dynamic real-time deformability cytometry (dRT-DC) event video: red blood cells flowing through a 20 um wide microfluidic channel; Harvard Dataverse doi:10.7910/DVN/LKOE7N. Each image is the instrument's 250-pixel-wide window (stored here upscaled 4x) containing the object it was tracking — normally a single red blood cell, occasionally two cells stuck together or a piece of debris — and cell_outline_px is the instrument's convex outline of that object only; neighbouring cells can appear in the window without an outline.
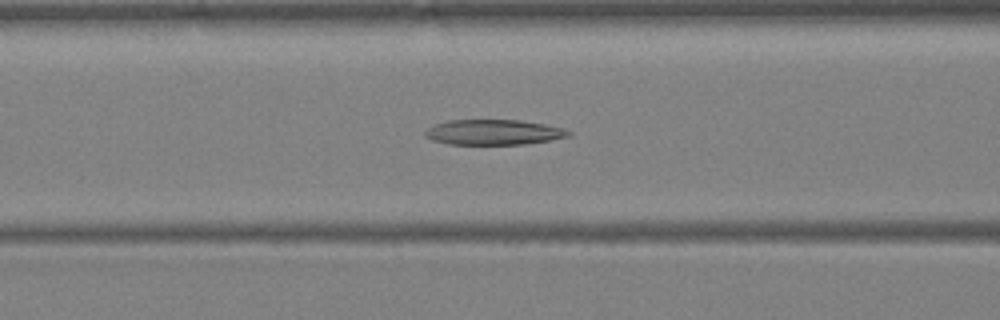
{"species": "Egyptian fruit bat (a non-hibernating species)", "species_latin": "Rousettus aegyptiacus", "temperature_condition": "warm", "stored_images_in_passage": 37, "camera_frame_rate_fps": 3000, "um_per_image_px": 0.085, "animal": {"sex": "female"}, "frame": {"image": 1, "passage_image": 14, "time_ms": 4.333, "image_size_px": [1000, 320], "cell_outline_px": [[572, 132], [568, 136], [548, 140], [524, 144], [448, 144], [432, 140], [424, 136], [424, 132], [428, 128], [436, 124], [448, 120], [520, 120], [544, 124], [564, 128]], "centroid_in_image_um": [41.93, 11.23], "position_along_channel_um": 124.7, "area_um2": 20.98}}
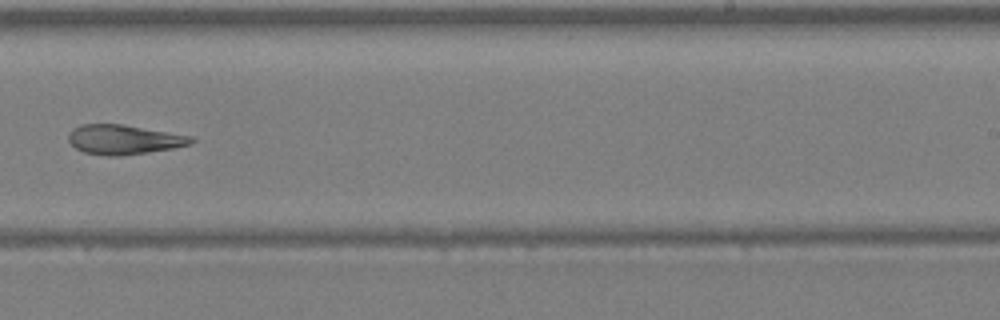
{"frame": {"image": 2, "passage_image": 23, "time_ms": 7.333, "image_size_px": [1000, 320], "cell_outline_px": [[196, 140], [192, 144], [172, 148], [120, 156], [108, 156], [84, 152], [76, 148], [68, 140], [68, 132], [72, 128], [80, 124], [124, 124], [192, 136]], "centroid_in_image_um": [10.51, 11.85], "position_along_channel_um": 278.5, "area_um2": 21.21}}
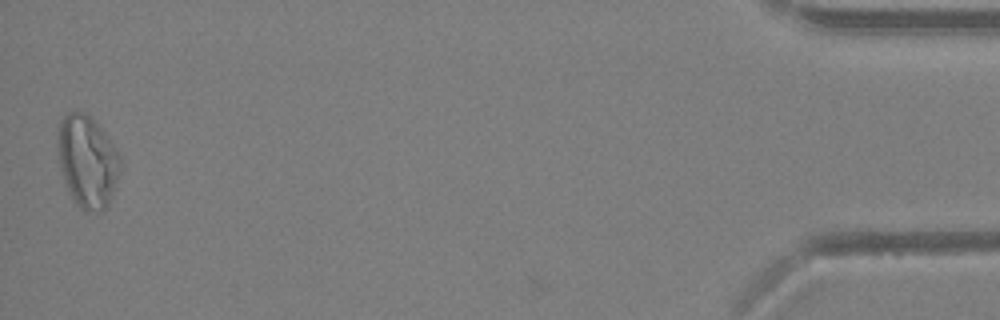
{"frame": {"image": 3, "passage_image": 37, "time_ms": 12.0, "image_size_px": [1000, 320], "cell_outline_px": [[120, 168], [108, 208], [100, 212], [84, 212], [76, 204], [68, 192], [60, 168], [56, 144], [60, 120], [68, 112], [84, 112], [100, 128], [112, 144], [120, 156]], "centroid_in_image_um": [7.4, 13.77], "position_along_channel_um": 427.8, "area_um2": 33.52}}